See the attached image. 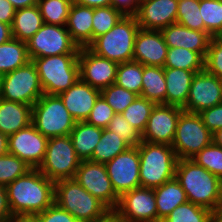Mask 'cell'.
Returning a JSON list of instances; mask_svg holds the SVG:
<instances>
[{"label": "cell", "instance_id": "1", "mask_svg": "<svg viewBox=\"0 0 222 222\" xmlns=\"http://www.w3.org/2000/svg\"><path fill=\"white\" fill-rule=\"evenodd\" d=\"M12 216H36L54 203L55 182L31 168L6 187Z\"/></svg>", "mask_w": 222, "mask_h": 222}, {"label": "cell", "instance_id": "2", "mask_svg": "<svg viewBox=\"0 0 222 222\" xmlns=\"http://www.w3.org/2000/svg\"><path fill=\"white\" fill-rule=\"evenodd\" d=\"M175 178L187 200L213 212L222 202V181L191 159H178Z\"/></svg>", "mask_w": 222, "mask_h": 222}, {"label": "cell", "instance_id": "3", "mask_svg": "<svg viewBox=\"0 0 222 222\" xmlns=\"http://www.w3.org/2000/svg\"><path fill=\"white\" fill-rule=\"evenodd\" d=\"M54 202L79 222H98L112 211L92 196L74 178L55 182Z\"/></svg>", "mask_w": 222, "mask_h": 222}, {"label": "cell", "instance_id": "4", "mask_svg": "<svg viewBox=\"0 0 222 222\" xmlns=\"http://www.w3.org/2000/svg\"><path fill=\"white\" fill-rule=\"evenodd\" d=\"M138 152L141 187L155 188L175 178L178 158L171 145L141 141Z\"/></svg>", "mask_w": 222, "mask_h": 222}, {"label": "cell", "instance_id": "5", "mask_svg": "<svg viewBox=\"0 0 222 222\" xmlns=\"http://www.w3.org/2000/svg\"><path fill=\"white\" fill-rule=\"evenodd\" d=\"M139 29L135 15H124L107 33L95 38L88 48L118 64L133 61L134 41Z\"/></svg>", "mask_w": 222, "mask_h": 222}, {"label": "cell", "instance_id": "6", "mask_svg": "<svg viewBox=\"0 0 222 222\" xmlns=\"http://www.w3.org/2000/svg\"><path fill=\"white\" fill-rule=\"evenodd\" d=\"M44 94L59 95L79 78L78 54L34 58Z\"/></svg>", "mask_w": 222, "mask_h": 222}, {"label": "cell", "instance_id": "7", "mask_svg": "<svg viewBox=\"0 0 222 222\" xmlns=\"http://www.w3.org/2000/svg\"><path fill=\"white\" fill-rule=\"evenodd\" d=\"M32 124L51 138L70 135L76 121L58 95L43 94L32 106Z\"/></svg>", "mask_w": 222, "mask_h": 222}, {"label": "cell", "instance_id": "8", "mask_svg": "<svg viewBox=\"0 0 222 222\" xmlns=\"http://www.w3.org/2000/svg\"><path fill=\"white\" fill-rule=\"evenodd\" d=\"M80 162L70 135L51 137L44 159L37 169L51 181L57 182L74 178Z\"/></svg>", "mask_w": 222, "mask_h": 222}, {"label": "cell", "instance_id": "9", "mask_svg": "<svg viewBox=\"0 0 222 222\" xmlns=\"http://www.w3.org/2000/svg\"><path fill=\"white\" fill-rule=\"evenodd\" d=\"M44 94L35 63H28L2 75L0 98L33 106Z\"/></svg>", "mask_w": 222, "mask_h": 222}, {"label": "cell", "instance_id": "10", "mask_svg": "<svg viewBox=\"0 0 222 222\" xmlns=\"http://www.w3.org/2000/svg\"><path fill=\"white\" fill-rule=\"evenodd\" d=\"M212 134L198 113L183 111L178 118L171 146L178 159H191L212 143Z\"/></svg>", "mask_w": 222, "mask_h": 222}, {"label": "cell", "instance_id": "11", "mask_svg": "<svg viewBox=\"0 0 222 222\" xmlns=\"http://www.w3.org/2000/svg\"><path fill=\"white\" fill-rule=\"evenodd\" d=\"M31 60L63 54H79L80 48L73 41L66 26L43 24L26 42Z\"/></svg>", "mask_w": 222, "mask_h": 222}, {"label": "cell", "instance_id": "12", "mask_svg": "<svg viewBox=\"0 0 222 222\" xmlns=\"http://www.w3.org/2000/svg\"><path fill=\"white\" fill-rule=\"evenodd\" d=\"M112 213L120 222H157L154 189L140 186L122 194Z\"/></svg>", "mask_w": 222, "mask_h": 222}, {"label": "cell", "instance_id": "13", "mask_svg": "<svg viewBox=\"0 0 222 222\" xmlns=\"http://www.w3.org/2000/svg\"><path fill=\"white\" fill-rule=\"evenodd\" d=\"M74 179L111 211L117 207L119 196L113 189L105 164L81 160Z\"/></svg>", "mask_w": 222, "mask_h": 222}, {"label": "cell", "instance_id": "14", "mask_svg": "<svg viewBox=\"0 0 222 222\" xmlns=\"http://www.w3.org/2000/svg\"><path fill=\"white\" fill-rule=\"evenodd\" d=\"M113 189L120 197L122 194L141 186L138 145L131 146L105 163Z\"/></svg>", "mask_w": 222, "mask_h": 222}, {"label": "cell", "instance_id": "15", "mask_svg": "<svg viewBox=\"0 0 222 222\" xmlns=\"http://www.w3.org/2000/svg\"><path fill=\"white\" fill-rule=\"evenodd\" d=\"M48 140L31 123L8 136V153L16 155L31 168H38L44 159Z\"/></svg>", "mask_w": 222, "mask_h": 222}, {"label": "cell", "instance_id": "16", "mask_svg": "<svg viewBox=\"0 0 222 222\" xmlns=\"http://www.w3.org/2000/svg\"><path fill=\"white\" fill-rule=\"evenodd\" d=\"M80 79L91 87L103 90L115 83L118 63L101 57L88 47L80 48L78 54Z\"/></svg>", "mask_w": 222, "mask_h": 222}, {"label": "cell", "instance_id": "17", "mask_svg": "<svg viewBox=\"0 0 222 222\" xmlns=\"http://www.w3.org/2000/svg\"><path fill=\"white\" fill-rule=\"evenodd\" d=\"M183 111L178 106L156 104L141 135L142 141L172 145L177 121Z\"/></svg>", "mask_w": 222, "mask_h": 222}, {"label": "cell", "instance_id": "18", "mask_svg": "<svg viewBox=\"0 0 222 222\" xmlns=\"http://www.w3.org/2000/svg\"><path fill=\"white\" fill-rule=\"evenodd\" d=\"M222 103V80L205 70L196 73L191 82L187 103L183 110L200 113Z\"/></svg>", "mask_w": 222, "mask_h": 222}, {"label": "cell", "instance_id": "19", "mask_svg": "<svg viewBox=\"0 0 222 222\" xmlns=\"http://www.w3.org/2000/svg\"><path fill=\"white\" fill-rule=\"evenodd\" d=\"M178 0H140L135 14L140 29L161 30L176 23Z\"/></svg>", "mask_w": 222, "mask_h": 222}, {"label": "cell", "instance_id": "20", "mask_svg": "<svg viewBox=\"0 0 222 222\" xmlns=\"http://www.w3.org/2000/svg\"><path fill=\"white\" fill-rule=\"evenodd\" d=\"M168 46L160 30L139 29L135 36L133 61L164 67Z\"/></svg>", "mask_w": 222, "mask_h": 222}, {"label": "cell", "instance_id": "21", "mask_svg": "<svg viewBox=\"0 0 222 222\" xmlns=\"http://www.w3.org/2000/svg\"><path fill=\"white\" fill-rule=\"evenodd\" d=\"M58 96L76 122L86 121L100 96V90L79 78L68 90Z\"/></svg>", "mask_w": 222, "mask_h": 222}, {"label": "cell", "instance_id": "22", "mask_svg": "<svg viewBox=\"0 0 222 222\" xmlns=\"http://www.w3.org/2000/svg\"><path fill=\"white\" fill-rule=\"evenodd\" d=\"M168 48H186L206 56L211 36L204 31L192 30L181 24L173 23L160 30Z\"/></svg>", "mask_w": 222, "mask_h": 222}, {"label": "cell", "instance_id": "23", "mask_svg": "<svg viewBox=\"0 0 222 222\" xmlns=\"http://www.w3.org/2000/svg\"><path fill=\"white\" fill-rule=\"evenodd\" d=\"M32 123V106L0 98V132L7 137Z\"/></svg>", "mask_w": 222, "mask_h": 222}, {"label": "cell", "instance_id": "24", "mask_svg": "<svg viewBox=\"0 0 222 222\" xmlns=\"http://www.w3.org/2000/svg\"><path fill=\"white\" fill-rule=\"evenodd\" d=\"M93 8L73 3L66 29L79 48L88 47L92 43Z\"/></svg>", "mask_w": 222, "mask_h": 222}, {"label": "cell", "instance_id": "25", "mask_svg": "<svg viewBox=\"0 0 222 222\" xmlns=\"http://www.w3.org/2000/svg\"><path fill=\"white\" fill-rule=\"evenodd\" d=\"M194 75V72L184 69L164 68L166 105H174L181 108L186 105Z\"/></svg>", "mask_w": 222, "mask_h": 222}, {"label": "cell", "instance_id": "26", "mask_svg": "<svg viewBox=\"0 0 222 222\" xmlns=\"http://www.w3.org/2000/svg\"><path fill=\"white\" fill-rule=\"evenodd\" d=\"M153 189L157 205V222H162L176 207L188 201L185 191L176 178Z\"/></svg>", "mask_w": 222, "mask_h": 222}, {"label": "cell", "instance_id": "27", "mask_svg": "<svg viewBox=\"0 0 222 222\" xmlns=\"http://www.w3.org/2000/svg\"><path fill=\"white\" fill-rule=\"evenodd\" d=\"M102 128L88 124L86 121L76 122L70 137L77 156L81 160H89L102 136Z\"/></svg>", "mask_w": 222, "mask_h": 222}, {"label": "cell", "instance_id": "28", "mask_svg": "<svg viewBox=\"0 0 222 222\" xmlns=\"http://www.w3.org/2000/svg\"><path fill=\"white\" fill-rule=\"evenodd\" d=\"M43 24L38 5L17 9L11 26L12 37L27 42Z\"/></svg>", "mask_w": 222, "mask_h": 222}, {"label": "cell", "instance_id": "29", "mask_svg": "<svg viewBox=\"0 0 222 222\" xmlns=\"http://www.w3.org/2000/svg\"><path fill=\"white\" fill-rule=\"evenodd\" d=\"M141 97L166 105L164 67L143 65Z\"/></svg>", "mask_w": 222, "mask_h": 222}, {"label": "cell", "instance_id": "30", "mask_svg": "<svg viewBox=\"0 0 222 222\" xmlns=\"http://www.w3.org/2000/svg\"><path fill=\"white\" fill-rule=\"evenodd\" d=\"M27 43L16 38L0 45V73L14 71L30 61Z\"/></svg>", "mask_w": 222, "mask_h": 222}, {"label": "cell", "instance_id": "31", "mask_svg": "<svg viewBox=\"0 0 222 222\" xmlns=\"http://www.w3.org/2000/svg\"><path fill=\"white\" fill-rule=\"evenodd\" d=\"M129 147L131 146L120 138L117 133L115 134L107 128L103 129L101 139L96 145L89 161L105 164Z\"/></svg>", "mask_w": 222, "mask_h": 222}, {"label": "cell", "instance_id": "32", "mask_svg": "<svg viewBox=\"0 0 222 222\" xmlns=\"http://www.w3.org/2000/svg\"><path fill=\"white\" fill-rule=\"evenodd\" d=\"M164 68H178L195 74L204 71V57L186 48H168Z\"/></svg>", "mask_w": 222, "mask_h": 222}, {"label": "cell", "instance_id": "33", "mask_svg": "<svg viewBox=\"0 0 222 222\" xmlns=\"http://www.w3.org/2000/svg\"><path fill=\"white\" fill-rule=\"evenodd\" d=\"M143 64L135 61L119 63L115 84L141 95Z\"/></svg>", "mask_w": 222, "mask_h": 222}, {"label": "cell", "instance_id": "34", "mask_svg": "<svg viewBox=\"0 0 222 222\" xmlns=\"http://www.w3.org/2000/svg\"><path fill=\"white\" fill-rule=\"evenodd\" d=\"M72 4L73 0H38L37 3L43 22L60 26H66Z\"/></svg>", "mask_w": 222, "mask_h": 222}, {"label": "cell", "instance_id": "35", "mask_svg": "<svg viewBox=\"0 0 222 222\" xmlns=\"http://www.w3.org/2000/svg\"><path fill=\"white\" fill-rule=\"evenodd\" d=\"M156 103L138 96L123 112L122 115L141 135Z\"/></svg>", "mask_w": 222, "mask_h": 222}, {"label": "cell", "instance_id": "36", "mask_svg": "<svg viewBox=\"0 0 222 222\" xmlns=\"http://www.w3.org/2000/svg\"><path fill=\"white\" fill-rule=\"evenodd\" d=\"M162 222H212V212L187 201L176 207Z\"/></svg>", "mask_w": 222, "mask_h": 222}, {"label": "cell", "instance_id": "37", "mask_svg": "<svg viewBox=\"0 0 222 222\" xmlns=\"http://www.w3.org/2000/svg\"><path fill=\"white\" fill-rule=\"evenodd\" d=\"M204 32L215 37L222 30V0H200Z\"/></svg>", "mask_w": 222, "mask_h": 222}, {"label": "cell", "instance_id": "38", "mask_svg": "<svg viewBox=\"0 0 222 222\" xmlns=\"http://www.w3.org/2000/svg\"><path fill=\"white\" fill-rule=\"evenodd\" d=\"M123 16L124 14L112 5L93 8L92 42L98 36L112 29Z\"/></svg>", "mask_w": 222, "mask_h": 222}, {"label": "cell", "instance_id": "39", "mask_svg": "<svg viewBox=\"0 0 222 222\" xmlns=\"http://www.w3.org/2000/svg\"><path fill=\"white\" fill-rule=\"evenodd\" d=\"M199 7L200 0H178L176 23L192 30L204 31Z\"/></svg>", "mask_w": 222, "mask_h": 222}, {"label": "cell", "instance_id": "40", "mask_svg": "<svg viewBox=\"0 0 222 222\" xmlns=\"http://www.w3.org/2000/svg\"><path fill=\"white\" fill-rule=\"evenodd\" d=\"M31 167L16 155L6 153L0 156V185L7 186Z\"/></svg>", "mask_w": 222, "mask_h": 222}, {"label": "cell", "instance_id": "41", "mask_svg": "<svg viewBox=\"0 0 222 222\" xmlns=\"http://www.w3.org/2000/svg\"><path fill=\"white\" fill-rule=\"evenodd\" d=\"M222 181V147L213 142L191 158Z\"/></svg>", "mask_w": 222, "mask_h": 222}, {"label": "cell", "instance_id": "42", "mask_svg": "<svg viewBox=\"0 0 222 222\" xmlns=\"http://www.w3.org/2000/svg\"><path fill=\"white\" fill-rule=\"evenodd\" d=\"M100 95L116 114L122 113L139 96L115 83L101 90Z\"/></svg>", "mask_w": 222, "mask_h": 222}, {"label": "cell", "instance_id": "43", "mask_svg": "<svg viewBox=\"0 0 222 222\" xmlns=\"http://www.w3.org/2000/svg\"><path fill=\"white\" fill-rule=\"evenodd\" d=\"M107 129L115 134L117 133L130 146H137L142 141L141 134L128 123L122 113H117L113 116Z\"/></svg>", "mask_w": 222, "mask_h": 222}, {"label": "cell", "instance_id": "44", "mask_svg": "<svg viewBox=\"0 0 222 222\" xmlns=\"http://www.w3.org/2000/svg\"><path fill=\"white\" fill-rule=\"evenodd\" d=\"M204 70L222 80V43L215 37L209 42L204 58Z\"/></svg>", "mask_w": 222, "mask_h": 222}, {"label": "cell", "instance_id": "45", "mask_svg": "<svg viewBox=\"0 0 222 222\" xmlns=\"http://www.w3.org/2000/svg\"><path fill=\"white\" fill-rule=\"evenodd\" d=\"M116 113L112 107L100 95L92 108L89 117L86 119L88 124L106 129L110 120Z\"/></svg>", "mask_w": 222, "mask_h": 222}, {"label": "cell", "instance_id": "46", "mask_svg": "<svg viewBox=\"0 0 222 222\" xmlns=\"http://www.w3.org/2000/svg\"><path fill=\"white\" fill-rule=\"evenodd\" d=\"M40 222H79L68 211L58 206L55 202L46 210L36 215Z\"/></svg>", "mask_w": 222, "mask_h": 222}, {"label": "cell", "instance_id": "47", "mask_svg": "<svg viewBox=\"0 0 222 222\" xmlns=\"http://www.w3.org/2000/svg\"><path fill=\"white\" fill-rule=\"evenodd\" d=\"M198 114L210 132L214 133L216 130L222 128V103L204 109Z\"/></svg>", "mask_w": 222, "mask_h": 222}, {"label": "cell", "instance_id": "48", "mask_svg": "<svg viewBox=\"0 0 222 222\" xmlns=\"http://www.w3.org/2000/svg\"><path fill=\"white\" fill-rule=\"evenodd\" d=\"M140 0H111V5L124 15H135Z\"/></svg>", "mask_w": 222, "mask_h": 222}, {"label": "cell", "instance_id": "49", "mask_svg": "<svg viewBox=\"0 0 222 222\" xmlns=\"http://www.w3.org/2000/svg\"><path fill=\"white\" fill-rule=\"evenodd\" d=\"M16 9L8 0H0V22L13 24Z\"/></svg>", "mask_w": 222, "mask_h": 222}, {"label": "cell", "instance_id": "50", "mask_svg": "<svg viewBox=\"0 0 222 222\" xmlns=\"http://www.w3.org/2000/svg\"><path fill=\"white\" fill-rule=\"evenodd\" d=\"M13 218L10 211L6 188L3 185H0V222H10Z\"/></svg>", "mask_w": 222, "mask_h": 222}, {"label": "cell", "instance_id": "51", "mask_svg": "<svg viewBox=\"0 0 222 222\" xmlns=\"http://www.w3.org/2000/svg\"><path fill=\"white\" fill-rule=\"evenodd\" d=\"M73 3L90 8L111 6V0H73Z\"/></svg>", "mask_w": 222, "mask_h": 222}, {"label": "cell", "instance_id": "52", "mask_svg": "<svg viewBox=\"0 0 222 222\" xmlns=\"http://www.w3.org/2000/svg\"><path fill=\"white\" fill-rule=\"evenodd\" d=\"M12 38L11 25L0 22V45L9 41Z\"/></svg>", "mask_w": 222, "mask_h": 222}, {"label": "cell", "instance_id": "53", "mask_svg": "<svg viewBox=\"0 0 222 222\" xmlns=\"http://www.w3.org/2000/svg\"><path fill=\"white\" fill-rule=\"evenodd\" d=\"M11 2L13 7L17 9L26 8V7H32L37 5L38 0H8Z\"/></svg>", "mask_w": 222, "mask_h": 222}, {"label": "cell", "instance_id": "54", "mask_svg": "<svg viewBox=\"0 0 222 222\" xmlns=\"http://www.w3.org/2000/svg\"><path fill=\"white\" fill-rule=\"evenodd\" d=\"M10 222H40L36 216H14Z\"/></svg>", "mask_w": 222, "mask_h": 222}, {"label": "cell", "instance_id": "55", "mask_svg": "<svg viewBox=\"0 0 222 222\" xmlns=\"http://www.w3.org/2000/svg\"><path fill=\"white\" fill-rule=\"evenodd\" d=\"M8 137L0 132V156L8 153Z\"/></svg>", "mask_w": 222, "mask_h": 222}, {"label": "cell", "instance_id": "56", "mask_svg": "<svg viewBox=\"0 0 222 222\" xmlns=\"http://www.w3.org/2000/svg\"><path fill=\"white\" fill-rule=\"evenodd\" d=\"M212 222H222V202L212 212Z\"/></svg>", "mask_w": 222, "mask_h": 222}, {"label": "cell", "instance_id": "57", "mask_svg": "<svg viewBox=\"0 0 222 222\" xmlns=\"http://www.w3.org/2000/svg\"><path fill=\"white\" fill-rule=\"evenodd\" d=\"M212 142L217 145L222 147V128L216 130L213 134H212Z\"/></svg>", "mask_w": 222, "mask_h": 222}, {"label": "cell", "instance_id": "58", "mask_svg": "<svg viewBox=\"0 0 222 222\" xmlns=\"http://www.w3.org/2000/svg\"><path fill=\"white\" fill-rule=\"evenodd\" d=\"M98 222H120V221L116 218V216L113 213H111L105 219L100 220Z\"/></svg>", "mask_w": 222, "mask_h": 222}, {"label": "cell", "instance_id": "59", "mask_svg": "<svg viewBox=\"0 0 222 222\" xmlns=\"http://www.w3.org/2000/svg\"><path fill=\"white\" fill-rule=\"evenodd\" d=\"M215 38L222 43V30L215 36Z\"/></svg>", "mask_w": 222, "mask_h": 222}, {"label": "cell", "instance_id": "60", "mask_svg": "<svg viewBox=\"0 0 222 222\" xmlns=\"http://www.w3.org/2000/svg\"><path fill=\"white\" fill-rule=\"evenodd\" d=\"M1 83H2V74L0 73V91H1Z\"/></svg>", "mask_w": 222, "mask_h": 222}]
</instances>
